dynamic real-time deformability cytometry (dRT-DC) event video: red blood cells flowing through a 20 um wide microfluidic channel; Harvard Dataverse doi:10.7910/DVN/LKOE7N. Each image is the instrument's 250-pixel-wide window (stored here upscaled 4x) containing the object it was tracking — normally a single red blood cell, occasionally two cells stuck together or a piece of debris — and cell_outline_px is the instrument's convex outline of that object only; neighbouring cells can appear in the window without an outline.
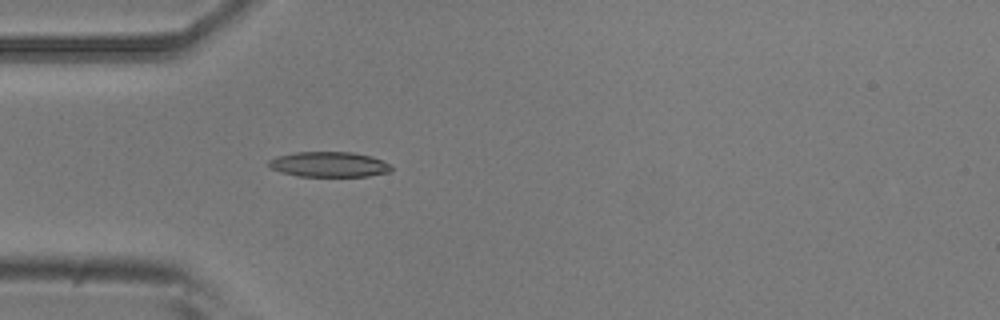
{"species": "common noctule bat (a hibernating species)", "species_latin": "Nyctalus noctula", "temperature_condition": "room temperature", "stored_images_in_passage": 5, "camera_frame_rate_fps": 3000, "um_per_image_px": 0.085, "animal": {"sex": "male", "body_mass_g": 20.5, "forearm_length_mm": 52.5}, "frame": {"image": 1, "passage_image": 5, "time_ms": 4.333, "image_size_px": [1000, 320], "cell_outline_px": [[392, 172], [368, 176], [296, 176], [280, 172], [272, 168], [268, 164], [268, 160], [276, 156], [296, 152], [352, 152], [372, 156], [392, 164]], "centroid_in_image_um": [28.0, 13.97], "position_along_channel_um": 57.0, "area_um2": 18.21}}